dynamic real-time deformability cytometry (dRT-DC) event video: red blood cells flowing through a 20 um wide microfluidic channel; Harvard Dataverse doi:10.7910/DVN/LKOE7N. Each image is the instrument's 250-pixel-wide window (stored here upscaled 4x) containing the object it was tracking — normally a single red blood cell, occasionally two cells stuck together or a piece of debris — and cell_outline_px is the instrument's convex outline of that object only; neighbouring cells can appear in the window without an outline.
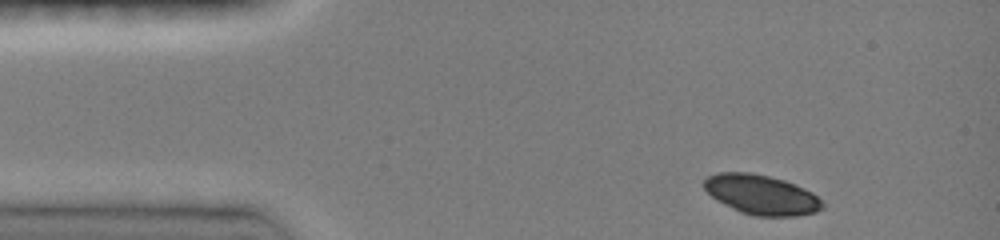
{"species": "common noctule bat (a hibernating species)", "species_latin": "Nyctalus noctula", "temperature_condition": "room temperature", "stored_images_in_passage": 67, "camera_frame_rate_fps": 3000, "um_per_image_px": 0.085, "animal": {"sex": "female", "body_mass_g": 19.0, "forearm_length_mm": 51.5}, "frame": {"image": 1, "passage_image": 1, "time_ms": 0.0, "image_size_px": [1000, 240], "cell_outline_px": [[824, 208], [816, 212], [796, 216], [756, 216], [740, 212], [716, 200], [704, 188], [704, 180], [708, 176], [716, 172], [752, 172], [784, 180], [796, 184], [812, 192], [824, 204]], "centroid_in_image_um": [64.72, 16.54], "position_along_channel_um": 20.3, "area_um2": 27.46}}
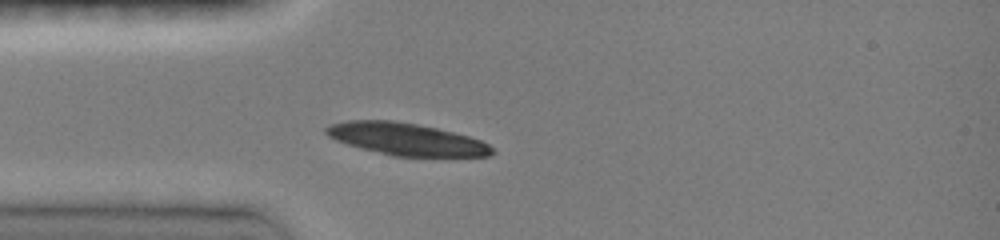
{"frame": {"image": 2, "passage_image": 11, "time_ms": 2.333, "image_size_px": [1000, 240], "cell_outline_px": [[496, 152], [492, 156], [392, 156], [360, 148], [336, 140], [328, 136], [324, 132], [324, 128], [328, 124], [348, 120], [392, 120], [416, 124], [436, 128], [468, 136], [480, 140], [488, 144]], "centroid_in_image_um": [34.5, 11.82], "position_along_channel_um": 50.5, "area_um2": 31.1}}
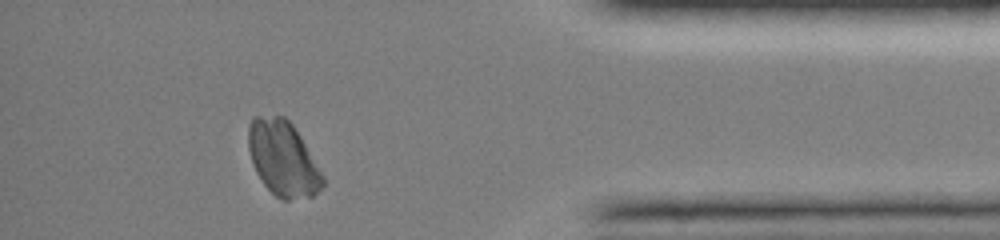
{"frame": {"image": 3, "passage_image": 60, "time_ms": 12.0, "image_size_px": [1000, 240], "cell_outline_px": [[324, 184], [312, 196], [288, 200], [280, 200], [264, 184], [256, 172], [248, 148], [248, 124], [252, 116], [284, 116], [292, 124], [300, 136], [324, 176]], "centroid_in_image_um": [24.03, 13.47], "position_along_channel_um": 411.2, "area_um2": 32.31}}